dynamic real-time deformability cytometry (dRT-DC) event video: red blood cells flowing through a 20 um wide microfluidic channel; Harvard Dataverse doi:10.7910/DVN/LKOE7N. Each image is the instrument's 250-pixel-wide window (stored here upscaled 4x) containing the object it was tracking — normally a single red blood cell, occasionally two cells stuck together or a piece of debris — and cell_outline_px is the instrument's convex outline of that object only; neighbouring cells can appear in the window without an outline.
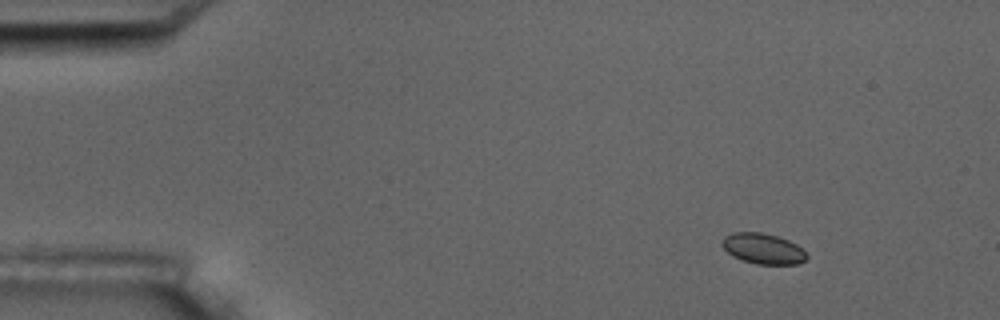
{"species": "common noctule bat (a hibernating species)", "species_latin": "Nyctalus noctula", "temperature_condition": "room temperature", "stored_images_in_passage": 3, "camera_frame_rate_fps": 3000, "um_per_image_px": 0.085, "animal": {"sex": "male", "body_mass_g": 17.5, "forearm_length_mm": 52.3}, "frame": {"image": 1, "passage_image": 1, "time_ms": 0.0, "image_size_px": [1000, 320], "cell_outline_px": [[808, 256], [804, 260], [796, 264], [756, 264], [732, 256], [720, 244], [724, 236], [732, 232], [760, 232], [776, 236], [788, 240], [796, 244]], "centroid_in_image_um": [64.82, 21.12], "position_along_channel_um": 20.2, "area_um2": 14.91}}